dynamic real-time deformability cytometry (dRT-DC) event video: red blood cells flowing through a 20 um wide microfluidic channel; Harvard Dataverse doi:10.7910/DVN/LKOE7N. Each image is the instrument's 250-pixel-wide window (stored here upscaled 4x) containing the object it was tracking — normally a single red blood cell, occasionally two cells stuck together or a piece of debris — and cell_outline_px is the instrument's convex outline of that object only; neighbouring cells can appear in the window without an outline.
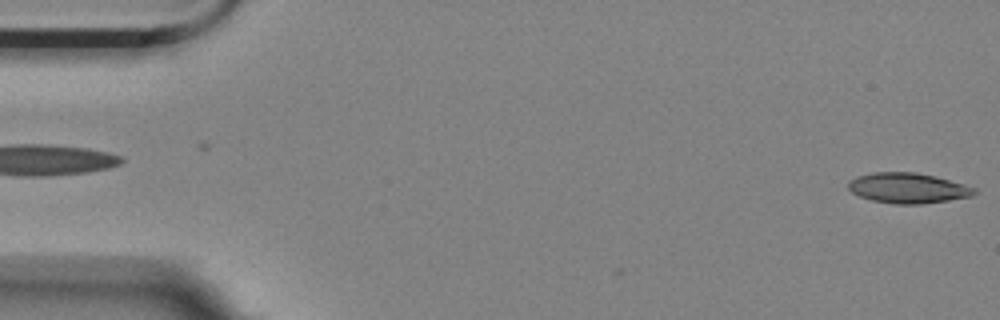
{"species": "Egyptian fruit bat (a non-hibernating species)", "species_latin": "Rousettus aegyptiacus", "temperature_condition": "room temperature", "stored_images_in_passage": 2, "camera_frame_rate_fps": 3000, "um_per_image_px": 0.085, "animal": {"sex": "female"}, "frame": {"image": 1, "passage_image": 2, "time_ms": 0.333, "image_size_px": [1000, 320], "cell_outline_px": [[976, 192], [972, 196], [948, 200], [920, 204], [896, 204], [872, 200], [860, 196], [852, 192], [848, 188], [848, 180], [856, 176], [872, 172], [916, 172], [936, 176], [976, 188]], "centroid_in_image_um": [77.15, 15.97], "position_along_channel_um": 7.9, "area_um2": 22.25}}